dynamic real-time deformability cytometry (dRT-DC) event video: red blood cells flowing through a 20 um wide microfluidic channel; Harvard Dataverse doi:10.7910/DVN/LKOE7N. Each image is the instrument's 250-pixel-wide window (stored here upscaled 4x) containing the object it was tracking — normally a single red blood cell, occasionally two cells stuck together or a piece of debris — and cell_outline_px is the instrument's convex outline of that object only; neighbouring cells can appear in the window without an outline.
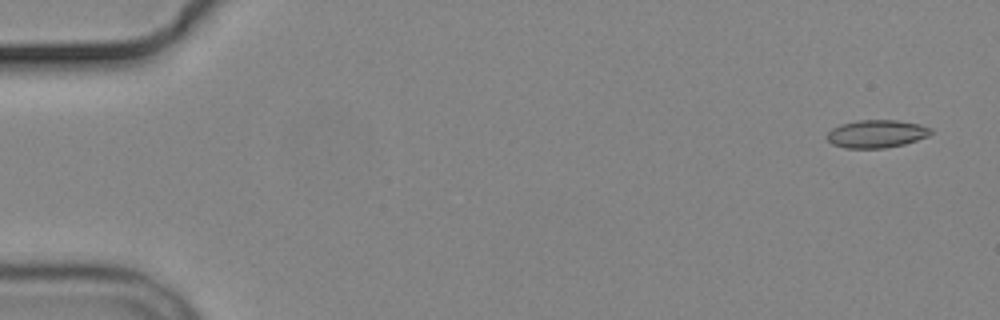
{"species": "common noctule bat (a hibernating species)", "species_latin": "Nyctalus noctula", "temperature_condition": "cold", "stored_images_in_passage": 7, "camera_frame_rate_fps": 3000, "um_per_image_px": 0.085, "animal": {"sex": "male", "body_mass_g": 19.2, "forearm_length_mm": 51.8}, "frame": {"image": 1, "passage_image": 1, "time_ms": 0.0, "image_size_px": [1000, 320], "cell_outline_px": [[932, 132], [928, 136], [904, 144], [884, 148], [844, 148], [832, 144], [828, 140], [828, 132], [832, 128], [840, 124], [860, 120], [896, 120], [920, 124], [932, 128]], "centroid_in_image_um": [74.51, 11.37], "position_along_channel_um": 10.5, "area_um2": 16.82}}
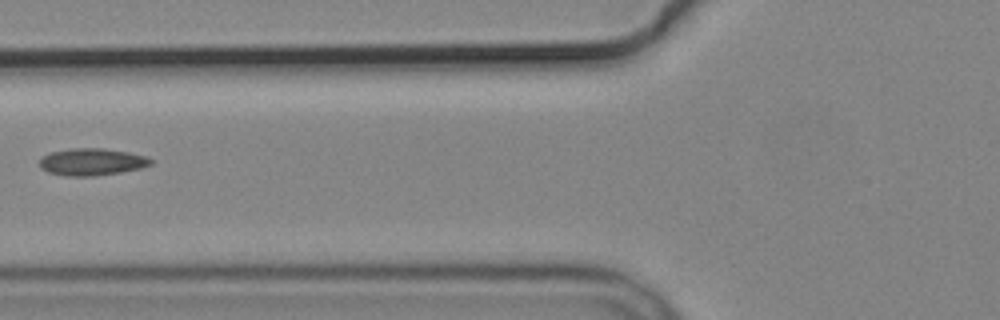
{"frame": {"image": 2, "passage_image": 6, "time_ms": 6.667, "image_size_px": [1000, 320], "cell_outline_px": [[152, 164], [140, 168], [120, 172], [92, 176], [64, 176], [48, 172], [40, 168], [40, 160], [44, 156], [52, 152], [72, 148], [104, 148], [128, 152], [148, 156], [152, 160]], "centroid_in_image_um": [7.82, 13.76], "position_along_channel_um": 118.0, "area_um2": 17.51}}
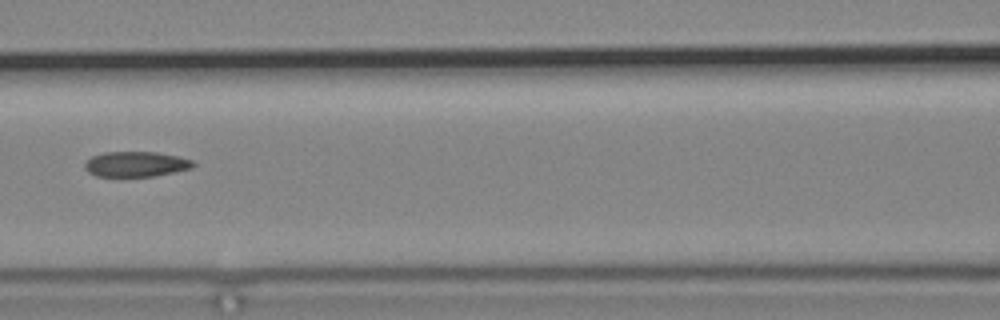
{"frame": {"image": 3, "passage_image": 7, "time_ms": 7.667, "image_size_px": [1000, 320], "cell_outline_px": [[196, 164], [192, 168], [152, 176], [96, 176], [88, 172], [84, 168], [84, 164], [92, 156], [104, 152], [156, 152], [196, 160]], "centroid_in_image_um": [11.57, 13.94], "position_along_channel_um": 155.0, "area_um2": 15.9}}